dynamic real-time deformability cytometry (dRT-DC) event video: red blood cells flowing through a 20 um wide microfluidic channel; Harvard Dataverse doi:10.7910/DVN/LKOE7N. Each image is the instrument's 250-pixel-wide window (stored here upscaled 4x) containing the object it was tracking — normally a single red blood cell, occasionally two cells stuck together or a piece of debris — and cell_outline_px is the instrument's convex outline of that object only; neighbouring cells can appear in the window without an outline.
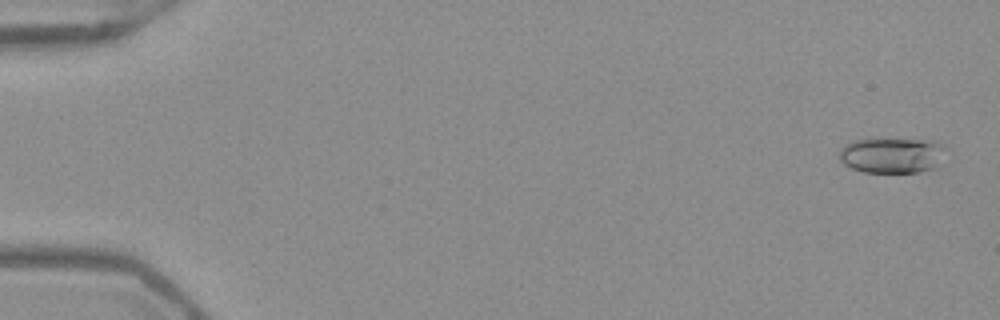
{"species": "Egyptian fruit bat (a non-hibernating species)", "species_latin": "Rousettus aegyptiacus", "temperature_condition": "warm", "stored_images_in_passage": 29, "camera_frame_rate_fps": 3000, "um_per_image_px": 0.085, "frame": {"image": 1, "passage_image": 2, "time_ms": 0.333, "image_size_px": [1000, 320], "cell_outline_px": [[944, 148], [936, 168], [920, 172], [864, 172], [852, 168], [844, 164], [840, 160], [840, 148], [844, 144], [852, 140], [936, 140]], "centroid_in_image_um": [75.78, 13.21], "position_along_channel_um": 9.2, "area_um2": 21.68}}
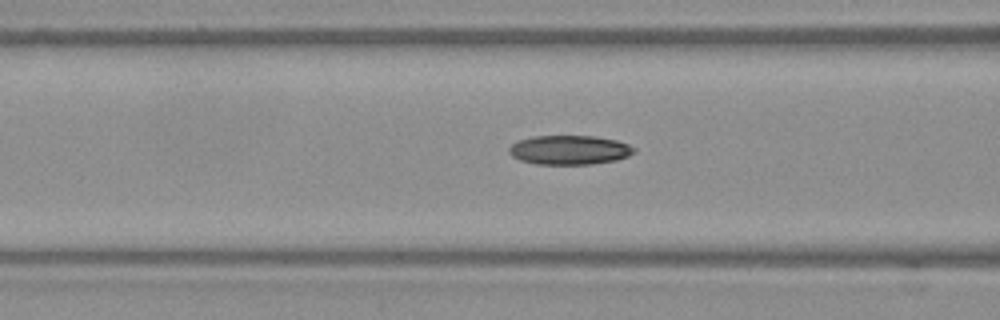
{"frame": {"image": 2, "passage_image": 22, "time_ms": 7.0, "image_size_px": [1000, 320], "cell_outline_px": [[636, 152], [628, 156], [616, 160], [592, 164], [536, 164], [520, 160], [512, 156], [508, 152], [508, 148], [516, 140], [532, 136], [596, 136], [616, 140], [628, 144], [636, 148]], "centroid_in_image_um": [48.39, 12.74], "position_along_channel_um": 118.2, "area_um2": 21.5}}
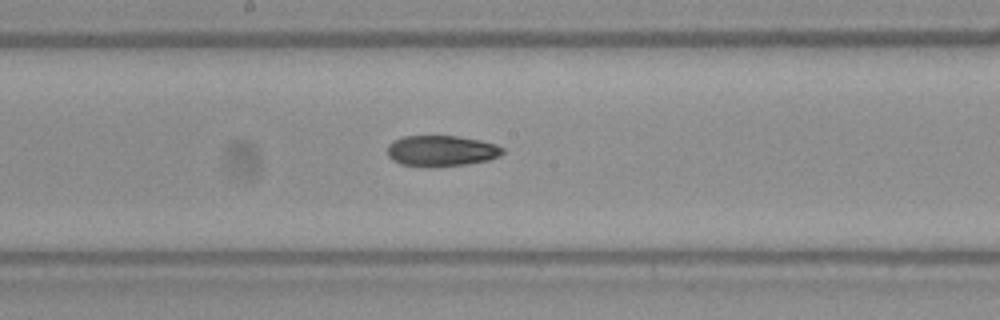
{"frame": {"image": 3, "passage_image": 29, "time_ms": 9.333, "image_size_px": [1000, 320], "cell_outline_px": [[504, 152], [500, 156], [488, 160], [468, 164], [432, 168], [400, 164], [392, 160], [388, 156], [388, 144], [392, 140], [404, 136], [456, 136], [480, 140], [496, 144], [504, 148]], "centroid_in_image_um": [37.51, 12.83], "position_along_channel_um": 210.7, "area_um2": 21.1}}